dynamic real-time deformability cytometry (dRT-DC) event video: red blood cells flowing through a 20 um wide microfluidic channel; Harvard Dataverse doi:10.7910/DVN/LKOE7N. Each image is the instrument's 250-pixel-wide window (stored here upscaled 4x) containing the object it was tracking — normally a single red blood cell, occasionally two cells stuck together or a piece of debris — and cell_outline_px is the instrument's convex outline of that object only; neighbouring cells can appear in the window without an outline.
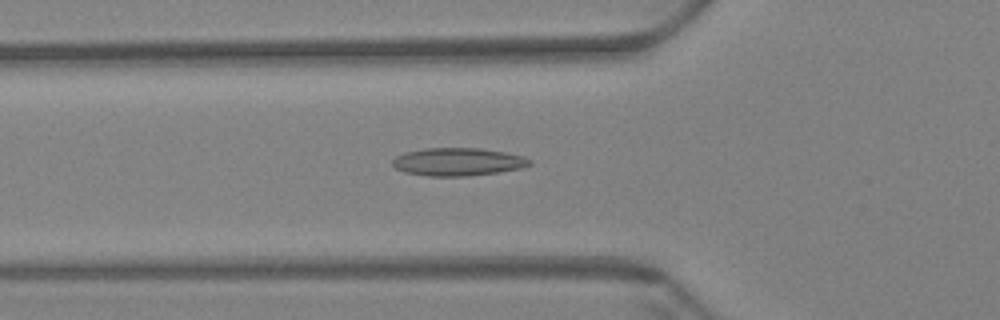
{"species": "Egyptian fruit bat (a non-hibernating species)", "species_latin": "Rousettus aegyptiacus", "temperature_condition": "warm", "stored_images_in_passage": 60, "camera_frame_rate_fps": 3000, "um_per_image_px": 0.085, "animal": {"sex": "female"}, "frame": {"image": 1, "passage_image": 22, "time_ms": 7.0, "image_size_px": [1000, 320], "cell_outline_px": [[532, 164], [520, 168], [496, 172], [464, 176], [428, 176], [404, 172], [396, 168], [392, 164], [392, 160], [396, 156], [404, 152], [424, 148], [480, 148], [504, 152], [524, 156], [532, 160]], "centroid_in_image_um": [38.9, 13.74], "position_along_channel_um": 86.9, "area_um2": 22.25}}
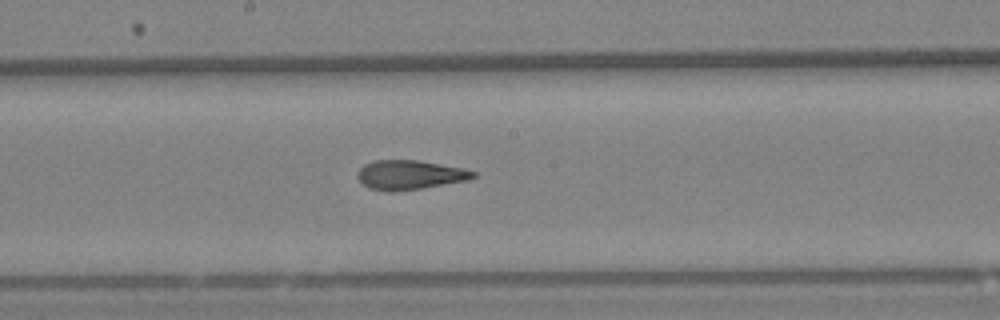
{"frame": {"image": 2, "passage_image": 33, "time_ms": 10.667, "image_size_px": [1000, 320], "cell_outline_px": [[476, 176], [468, 180], [420, 188], [392, 192], [388, 192], [368, 188], [356, 176], [356, 172], [364, 164], [372, 160], [416, 160], [464, 168], [476, 172]], "centroid_in_image_um": [34.79, 14.86], "position_along_channel_um": 213.4, "area_um2": 19.77}}
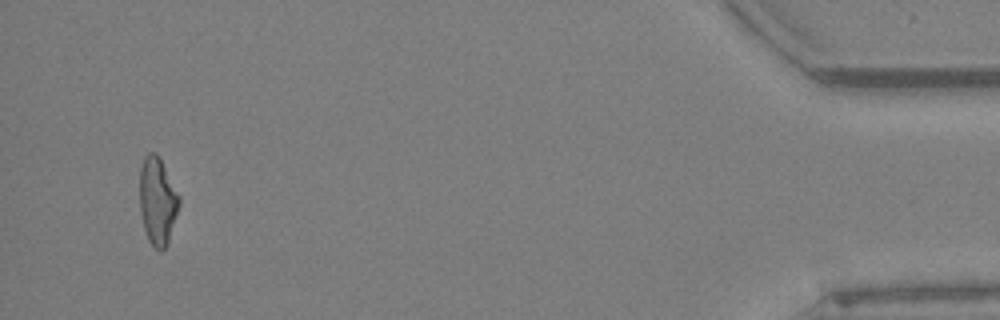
{"frame": {"image": 3, "passage_image": 58, "time_ms": 19.0, "image_size_px": [1000, 320], "cell_outline_px": [[180, 204], [168, 240], [164, 248], [160, 252], [148, 240], [144, 228], [140, 212], [140, 168], [144, 156], [148, 152], [156, 152], [180, 196]], "centroid_in_image_um": [13.38, 17.06], "position_along_channel_um": 421.8, "area_um2": 19.88}, "authors_computed_cell_mechanics": {"area_um2": 20.1722, "velocity_mm_per_s": 3.455, "shape_relaxation_time_tau1_ms": null, "shape_relaxation_time_tau2_ms": 2.4663, "deformation_change_tau1": null, "deformation_change_tau2": 0.1226}}